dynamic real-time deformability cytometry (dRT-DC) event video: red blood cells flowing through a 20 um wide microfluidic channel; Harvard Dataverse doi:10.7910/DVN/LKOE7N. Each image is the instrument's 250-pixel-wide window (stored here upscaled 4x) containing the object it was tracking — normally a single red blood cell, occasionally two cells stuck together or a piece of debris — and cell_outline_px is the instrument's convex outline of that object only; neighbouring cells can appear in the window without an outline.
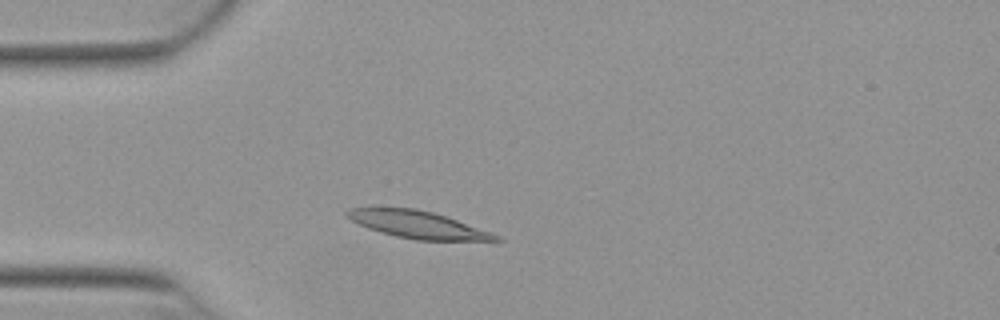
{"species": "Egyptian fruit bat (a non-hibernating species)", "species_latin": "Rousettus aegyptiacus", "temperature_condition": "warm", "stored_images_in_passage": 46, "camera_frame_rate_fps": 3000, "um_per_image_px": 0.085, "animal": {"sex": "female"}, "frame": {"image": 1, "passage_image": 8, "time_ms": 2.333, "image_size_px": [1000, 320], "cell_outline_px": [[504, 240], [416, 240], [396, 236], [380, 232], [368, 228], [344, 216], [344, 212], [348, 208], [416, 208], [432, 212], [456, 220], [500, 236]], "centroid_in_image_um": [35.44, 19.09], "position_along_channel_um": 49.6, "area_um2": 23.12}}
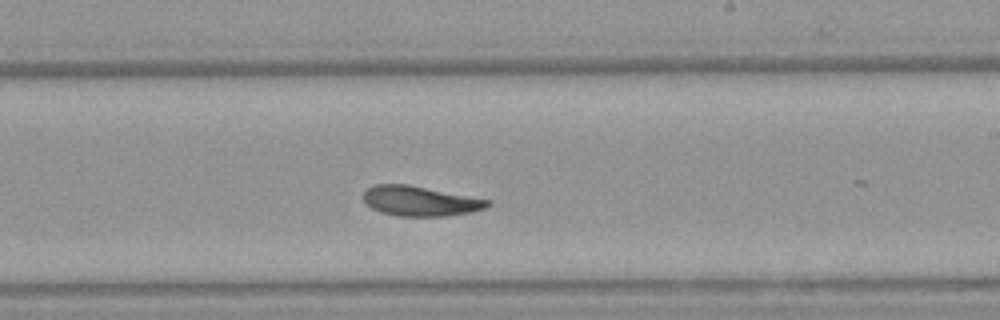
{"frame": {"image": 2, "passage_image": 25, "time_ms": 8.0, "image_size_px": [1000, 320], "cell_outline_px": [[492, 204], [484, 208], [472, 212], [448, 216], [396, 216], [380, 212], [372, 208], [364, 200], [364, 192], [372, 184], [408, 184], [492, 200]], "centroid_in_image_um": [35.74, 17.09], "position_along_channel_um": 253.3, "area_um2": 21.79}}
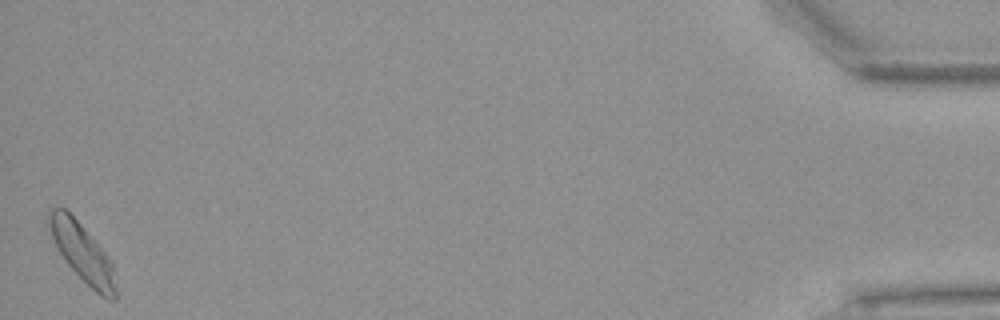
{"frame": {"image": 3, "passage_image": 46, "time_ms": 15.0, "image_size_px": [1000, 320], "cell_outline_px": [[116, 300], [108, 300], [100, 296], [64, 260], [52, 236], [48, 224], [48, 208], [64, 208], [80, 224], [104, 252], [112, 264], [116, 288]], "centroid_in_image_um": [7.0, 21.49], "position_along_channel_um": 428.2, "area_um2": 21.85}, "authors_computed_cell_mechanics": {"area_um2": 22.1374, "velocity_mm_per_s": 3.8408, "shape_relaxation_time_tau1_ms": 5.7434, "shape_relaxation_time_tau2_ms": 5.983, "deformation_change_tau1": 0.1563, "deformation_change_tau2": 0.1067}}